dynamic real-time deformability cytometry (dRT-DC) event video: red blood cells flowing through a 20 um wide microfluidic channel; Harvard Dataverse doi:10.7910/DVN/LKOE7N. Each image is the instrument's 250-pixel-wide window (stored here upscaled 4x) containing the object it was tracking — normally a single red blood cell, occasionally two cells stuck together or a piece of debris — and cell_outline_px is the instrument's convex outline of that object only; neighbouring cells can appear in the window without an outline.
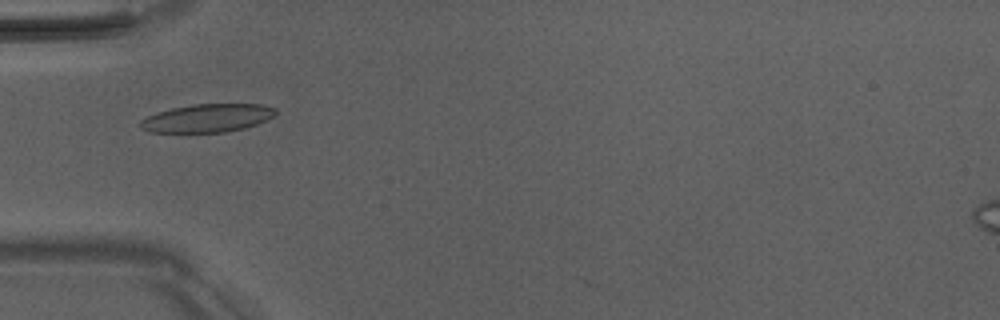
{"species": "Egyptian fruit bat (a non-hibernating species)", "species_latin": "Rousettus aegyptiacus", "temperature_condition": "room temperature", "stored_images_in_passage": 3, "camera_frame_rate_fps": 3000, "um_per_image_px": 0.085, "animal": {"sex": "male"}, "frame": {"image": 1, "passage_image": 2, "time_ms": 1.333, "image_size_px": [1000, 320], "cell_outline_px": [[276, 116], [268, 120], [244, 128], [224, 132], [148, 132], [140, 128], [140, 120], [156, 112], [172, 108], [192, 104], [260, 104], [276, 108]], "centroid_in_image_um": [17.63, 10.03], "position_along_channel_um": 67.4, "area_um2": 22.31}}